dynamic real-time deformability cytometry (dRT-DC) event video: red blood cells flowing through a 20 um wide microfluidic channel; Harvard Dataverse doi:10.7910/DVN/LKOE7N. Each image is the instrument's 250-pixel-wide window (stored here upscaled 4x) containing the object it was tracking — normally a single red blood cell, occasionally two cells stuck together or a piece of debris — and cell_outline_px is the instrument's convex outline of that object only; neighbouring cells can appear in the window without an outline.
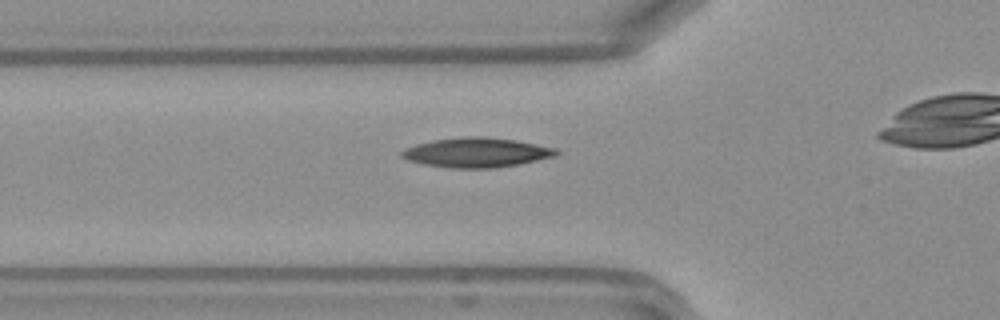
{"species": "Egyptian fruit bat (a non-hibernating species)", "species_latin": "Rousettus aegyptiacus", "temperature_condition": "warm", "stored_images_in_passage": 33, "camera_frame_rate_fps": 3000, "um_per_image_px": 0.085, "frame": {"image": 1, "passage_image": 10, "time_ms": 3.0, "image_size_px": [1000, 320], "cell_outline_px": [[560, 152], [556, 156], [516, 164], [492, 168], [448, 168], [424, 164], [408, 160], [400, 156], [400, 152], [404, 148], [416, 144], [432, 140], [464, 136], [484, 136], [516, 140], [556, 148]], "centroid_in_image_um": [40.47, 12.95], "position_along_channel_um": 85.3, "area_um2": 26.7}}